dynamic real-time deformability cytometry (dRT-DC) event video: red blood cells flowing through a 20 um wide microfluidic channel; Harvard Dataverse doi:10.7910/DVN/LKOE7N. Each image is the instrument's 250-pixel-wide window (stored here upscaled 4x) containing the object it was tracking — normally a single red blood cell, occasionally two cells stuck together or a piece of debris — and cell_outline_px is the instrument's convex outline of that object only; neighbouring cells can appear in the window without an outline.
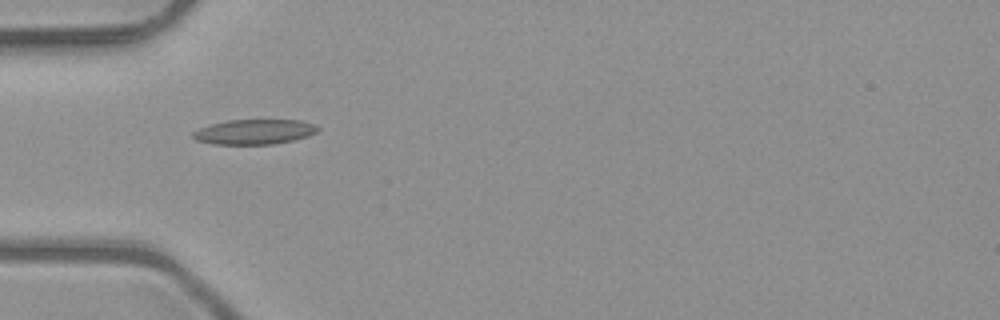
{"species": "common noctule bat (a hibernating species)", "species_latin": "Nyctalus noctula", "temperature_condition": "room temperature", "stored_images_in_passage": 3, "camera_frame_rate_fps": 3000, "um_per_image_px": 0.085, "animal": {"sex": "male", "body_mass_g": 23.1, "forearm_length_mm": 52.7}, "frame": {"image": 1, "passage_image": 1, "time_ms": 0.0, "image_size_px": [1000, 320], "cell_outline_px": [[320, 128], [316, 132], [308, 136], [292, 140], [272, 144], [212, 144], [196, 140], [192, 136], [192, 132], [208, 124], [228, 120], [300, 120], [316, 124]], "centroid_in_image_um": [21.61, 11.2], "position_along_channel_um": 63.4, "area_um2": 18.21}}
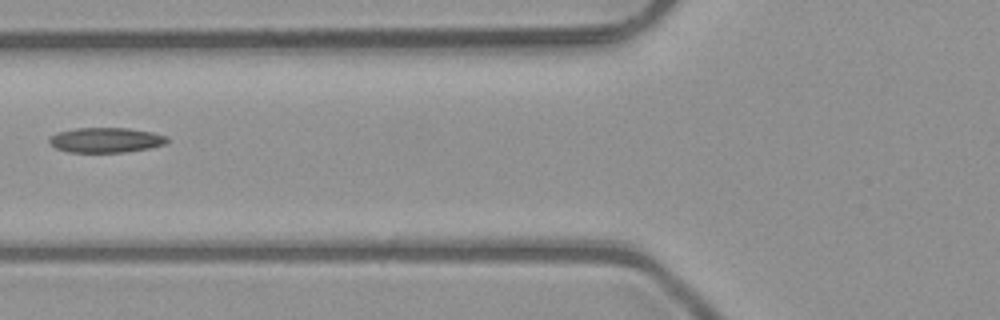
{"frame": {"image": 2, "passage_image": 2, "time_ms": 0.333, "image_size_px": [1000, 320], "cell_outline_px": [[168, 144], [148, 148], [124, 152], [68, 152], [56, 148], [48, 140], [56, 132], [76, 128], [128, 128], [152, 132], [168, 136]], "centroid_in_image_um": [9.03, 11.9], "position_along_channel_um": 116.8, "area_um2": 17.17}}
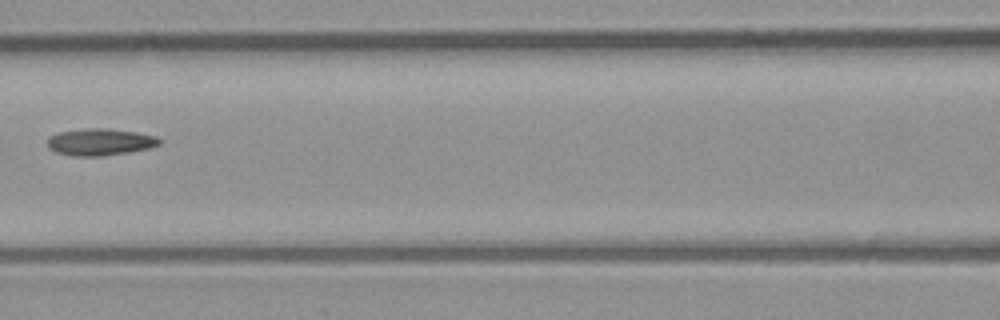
{"frame": {"image": 3, "passage_image": 3, "time_ms": 0.667, "image_size_px": [1000, 320], "cell_outline_px": [[160, 144], [148, 148], [128, 152], [100, 156], [72, 156], [56, 152], [48, 148], [48, 136], [56, 132], [84, 128], [108, 128], [136, 132], [156, 136], [160, 140]], "centroid_in_image_um": [8.45, 12.06], "position_along_channel_um": 158.1, "area_um2": 17.63}}